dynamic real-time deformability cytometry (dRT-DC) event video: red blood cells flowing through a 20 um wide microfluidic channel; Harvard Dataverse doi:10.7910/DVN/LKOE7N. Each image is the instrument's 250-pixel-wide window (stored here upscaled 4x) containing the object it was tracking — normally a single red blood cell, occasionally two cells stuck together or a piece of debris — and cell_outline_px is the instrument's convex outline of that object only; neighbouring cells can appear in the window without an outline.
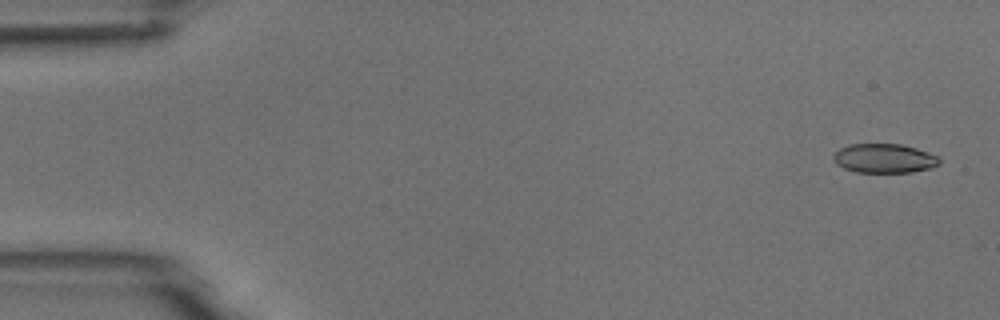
{"species": "common noctule bat (a hibernating species)", "species_latin": "Nyctalus noctula", "temperature_condition": "room temperature", "stored_images_in_passage": 5, "camera_frame_rate_fps": 3000, "um_per_image_px": 0.085, "animal": {"sex": "male", "body_mass_g": 18.8}, "frame": {"image": 1, "passage_image": 1, "time_ms": 0.0, "image_size_px": [1000, 320], "cell_outline_px": [[940, 164], [932, 168], [912, 172], [856, 172], [844, 168], [836, 164], [832, 160], [832, 156], [840, 148], [848, 144], [900, 144], [916, 148], [928, 152], [936, 156], [940, 160]], "centroid_in_image_um": [75.14, 13.46], "position_along_channel_um": 9.9, "area_um2": 18.09}}
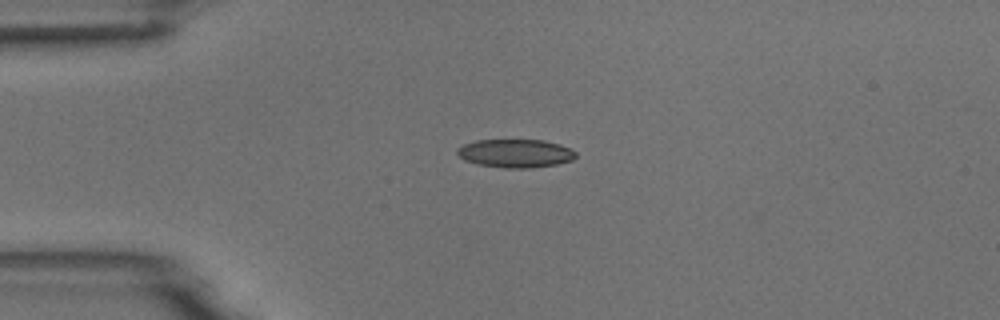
{"frame": {"image": 2, "passage_image": 4, "time_ms": 1.0, "image_size_px": [1000, 320], "cell_outline_px": [[576, 156], [572, 160], [556, 164], [532, 168], [504, 168], [480, 164], [464, 160], [456, 152], [456, 148], [464, 144], [476, 140], [544, 140], [560, 144], [576, 152]], "centroid_in_image_um": [43.81, 13.03], "position_along_channel_um": 41.2, "area_um2": 19.54}}